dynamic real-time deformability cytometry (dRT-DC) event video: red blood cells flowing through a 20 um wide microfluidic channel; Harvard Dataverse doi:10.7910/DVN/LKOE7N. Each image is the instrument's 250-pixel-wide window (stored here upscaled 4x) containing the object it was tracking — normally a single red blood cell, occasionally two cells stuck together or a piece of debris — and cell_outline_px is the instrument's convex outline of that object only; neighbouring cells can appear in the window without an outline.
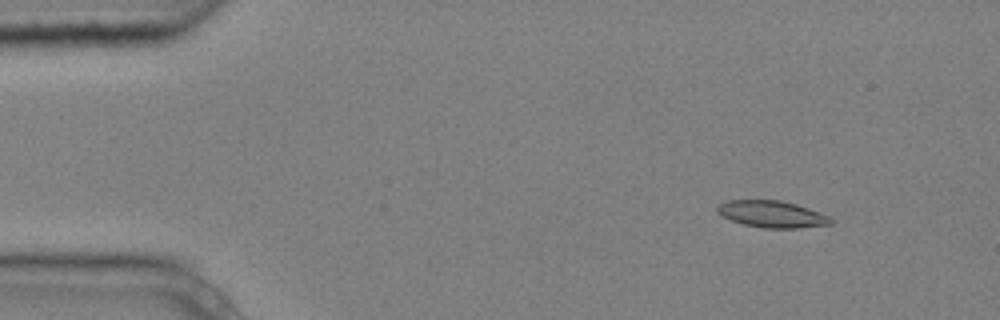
{"species": "common noctule bat (a hibernating species)", "species_latin": "Nyctalus noctula", "temperature_condition": "cold", "stored_images_in_passage": 4, "camera_frame_rate_fps": 3000, "um_per_image_px": 0.085, "animal": {"sex": "male", "body_mass_g": 20.4}, "frame": {"image": 1, "passage_image": 2, "time_ms": 0.333, "image_size_px": [1000, 320], "cell_outline_px": [[832, 224], [796, 228], [764, 228], [744, 224], [720, 216], [716, 212], [716, 208], [720, 204], [728, 200], [780, 200], [796, 204], [808, 208], [828, 216], [832, 220]], "centroid_in_image_um": [65.58, 18.2], "position_along_channel_um": 19.4, "area_um2": 17.57}}